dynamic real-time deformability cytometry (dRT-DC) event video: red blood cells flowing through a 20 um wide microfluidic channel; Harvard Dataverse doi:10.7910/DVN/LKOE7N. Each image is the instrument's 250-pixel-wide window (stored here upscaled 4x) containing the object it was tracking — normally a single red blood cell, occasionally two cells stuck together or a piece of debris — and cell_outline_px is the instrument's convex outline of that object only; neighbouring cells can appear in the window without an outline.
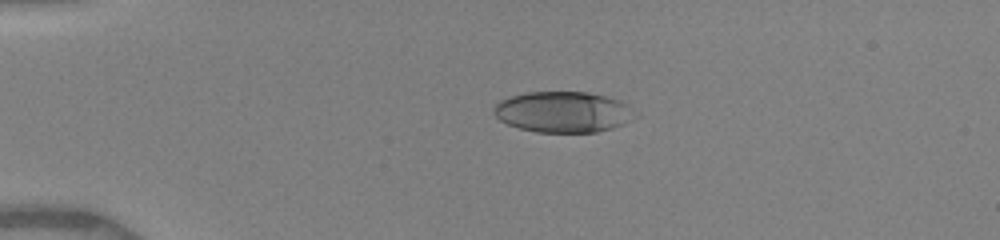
{"species": "human", "species_latin": "Homo sapiens", "temperature_condition": "warm", "stored_images_in_passage": 5, "camera_frame_rate_fps": 3000, "um_per_image_px": 0.085, "donor": {"sex": "female"}, "frame": {"image": 1, "passage_image": 1, "time_ms": 0.0, "image_size_px": [1000, 240], "cell_outline_px": [[640, 116], [624, 124], [612, 128], [596, 132], [536, 132], [520, 128], [508, 124], [500, 120], [492, 112], [492, 108], [500, 100], [524, 92], [588, 92], [620, 100], [628, 104], [640, 112]], "centroid_in_image_um": [47.93, 9.51], "position_along_channel_um": 37.1, "area_um2": 34.1}}
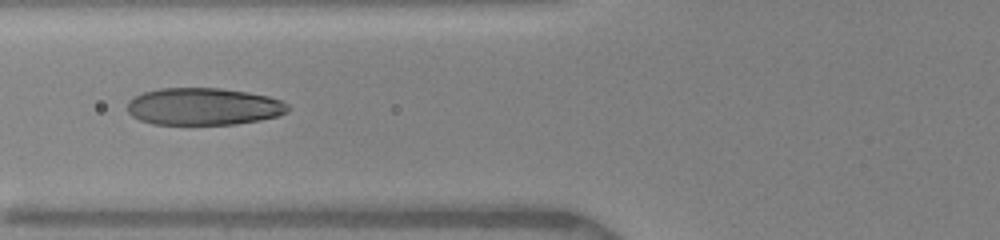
{"frame": {"image": 2, "passage_image": 4, "time_ms": 3.0, "image_size_px": [1000, 240], "cell_outline_px": [[292, 108], [288, 112], [276, 116], [260, 120], [236, 124], [152, 124], [140, 120], [132, 116], [128, 112], [128, 100], [144, 92], [160, 88], [220, 88], [248, 92], [268, 96], [280, 100], [288, 104]], "centroid_in_image_um": [17.32, 9.05], "position_along_channel_um": 108.5, "area_um2": 34.91}}
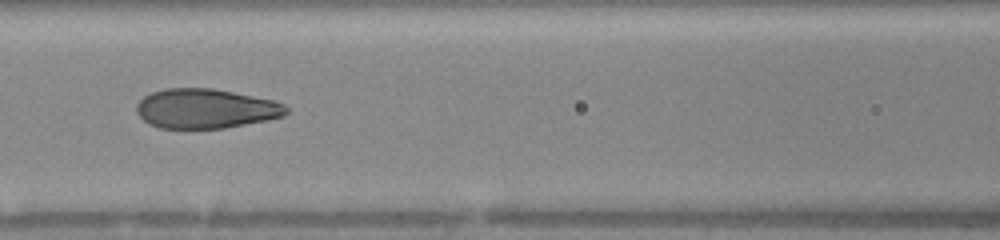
{"frame": {"image": 3, "passage_image": 5, "time_ms": 4.0, "image_size_px": [1000, 240], "cell_outline_px": [[288, 112], [284, 116], [268, 120], [224, 128], [160, 128], [148, 124], [136, 112], [136, 104], [144, 96], [152, 92], [164, 88], [212, 88], [276, 100], [284, 104], [288, 108]], "centroid_in_image_um": [17.49, 9.23], "position_along_channel_um": 149.1, "area_um2": 34.74}}